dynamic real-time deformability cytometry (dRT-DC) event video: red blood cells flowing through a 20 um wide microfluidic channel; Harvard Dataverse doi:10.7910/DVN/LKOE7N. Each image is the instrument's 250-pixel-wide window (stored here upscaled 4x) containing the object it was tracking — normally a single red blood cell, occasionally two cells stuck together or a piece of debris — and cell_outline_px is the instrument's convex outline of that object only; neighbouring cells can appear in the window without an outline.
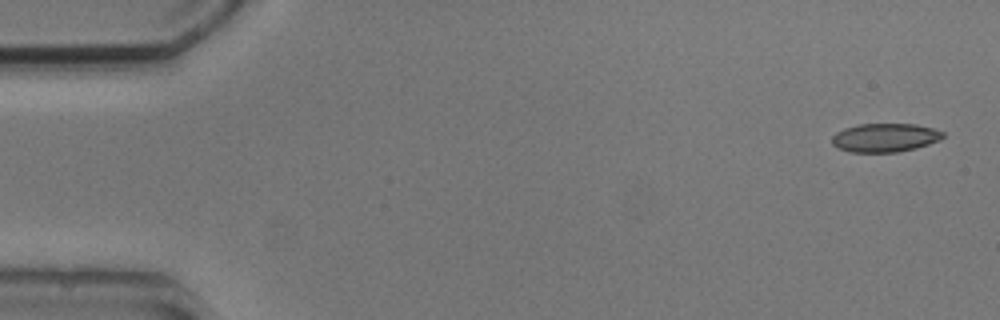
{"species": "common noctule bat (a hibernating species)", "species_latin": "Nyctalus noctula", "temperature_condition": "cold", "stored_images_in_passage": 8, "camera_frame_rate_fps": 3000, "um_per_image_px": 0.085, "animal": {"sex": "male", "body_mass_g": 20.5, "forearm_length_mm": 52.5}, "frame": {"image": 1, "passage_image": 1, "time_ms": 0.0, "image_size_px": [1000, 320], "cell_outline_px": [[944, 136], [940, 140], [916, 148], [896, 152], [848, 152], [832, 144], [832, 136], [836, 132], [844, 128], [860, 124], [916, 124], [932, 128], [944, 132]], "centroid_in_image_um": [75.22, 11.7], "position_along_channel_um": 9.8, "area_um2": 18.5}}